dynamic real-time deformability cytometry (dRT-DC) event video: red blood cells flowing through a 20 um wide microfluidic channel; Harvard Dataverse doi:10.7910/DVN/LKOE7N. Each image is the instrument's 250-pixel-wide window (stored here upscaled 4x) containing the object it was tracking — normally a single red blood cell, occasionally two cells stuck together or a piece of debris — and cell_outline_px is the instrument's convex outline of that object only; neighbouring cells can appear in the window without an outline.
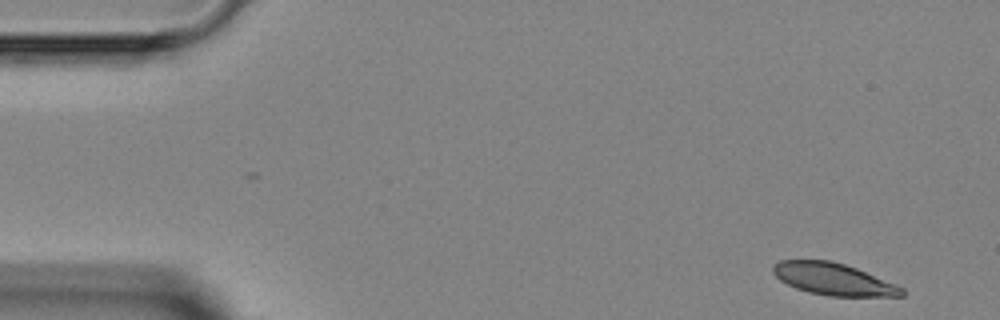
{"species": "Egyptian fruit bat (a non-hibernating species)", "species_latin": "Rousettus aegyptiacus", "temperature_condition": "room temperature", "stored_images_in_passage": 5, "segment_of_instrument_passage": [1, 2], "camera_frame_rate_fps": 3000, "um_per_image_px": 0.085, "animal": {"sex": "female"}, "frame": {"image": 1, "passage_image": 1, "time_ms": 0.0, "image_size_px": [1000, 320], "cell_outline_px": [[904, 296], [828, 296], [808, 292], [796, 288], [780, 280], [772, 272], [772, 264], [780, 260], [832, 260], [856, 268], [896, 284], [904, 288]], "centroid_in_image_um": [70.82, 23.72], "position_along_channel_um": 14.2, "area_um2": 24.04}}